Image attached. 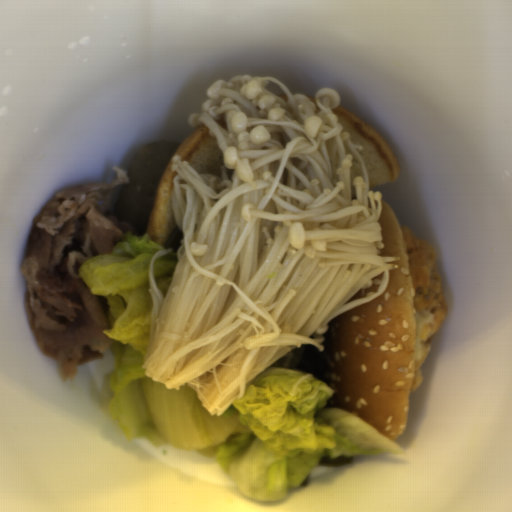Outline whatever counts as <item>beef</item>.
Returning a JSON list of instances; mask_svg holds the SVG:
<instances>
[{"label": "beef", "mask_w": 512, "mask_h": 512, "mask_svg": "<svg viewBox=\"0 0 512 512\" xmlns=\"http://www.w3.org/2000/svg\"><path fill=\"white\" fill-rule=\"evenodd\" d=\"M114 171L108 181L75 183L55 194L34 217L20 264L31 334L65 382L113 343L103 333L111 329V305L91 293L79 272L90 258L111 254L129 232L126 221L103 211V193L130 179L120 165Z\"/></svg>", "instance_id": "beef-1"}]
</instances>
